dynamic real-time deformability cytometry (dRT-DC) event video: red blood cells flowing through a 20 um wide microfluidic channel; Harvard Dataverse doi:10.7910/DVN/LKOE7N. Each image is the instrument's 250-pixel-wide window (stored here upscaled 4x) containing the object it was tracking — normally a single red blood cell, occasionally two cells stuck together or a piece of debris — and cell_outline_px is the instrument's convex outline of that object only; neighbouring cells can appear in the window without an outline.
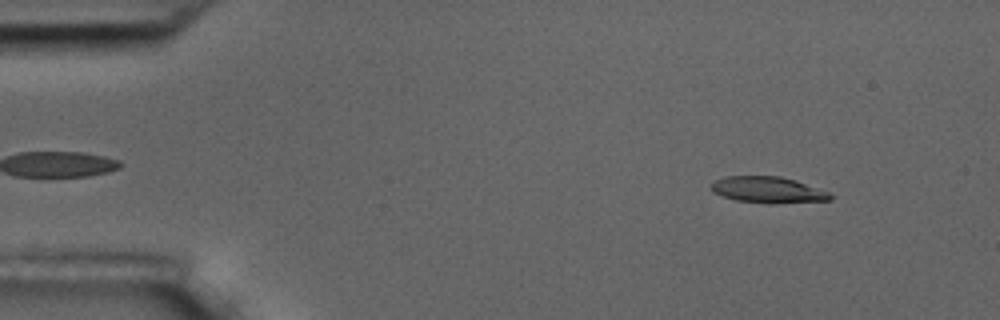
{"species": "common noctule bat (a hibernating species)", "species_latin": "Nyctalus noctula", "temperature_condition": "room temperature", "stored_images_in_passage": 55, "camera_frame_rate_fps": 3000, "um_per_image_px": 0.085, "animal": {"sex": "male", "body_mass_g": 17.5, "forearm_length_mm": 52.3}, "frame": {"image": 1, "passage_image": 6, "time_ms": 1.667, "image_size_px": [1000, 320], "cell_outline_px": [[832, 200], [768, 204], [736, 200], [712, 192], [708, 188], [716, 180], [724, 176], [780, 176], [796, 180], [828, 192], [832, 196]], "centroid_in_image_um": [65.25, 16.14], "position_along_channel_um": 19.8, "area_um2": 18.26}}
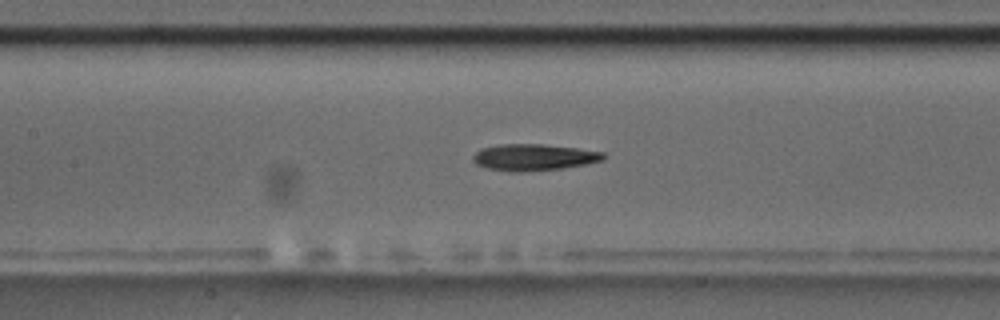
{"frame": {"image": 2, "passage_image": 25, "time_ms": 8.0, "image_size_px": [1000, 320], "cell_outline_px": [[604, 160], [584, 164], [560, 168], [520, 172], [512, 172], [488, 168], [476, 164], [472, 160], [472, 156], [480, 148], [500, 144], [544, 144], [576, 148], [604, 152]], "centroid_in_image_um": [45.33, 13.36], "position_along_channel_um": 162.1, "area_um2": 20.06}}
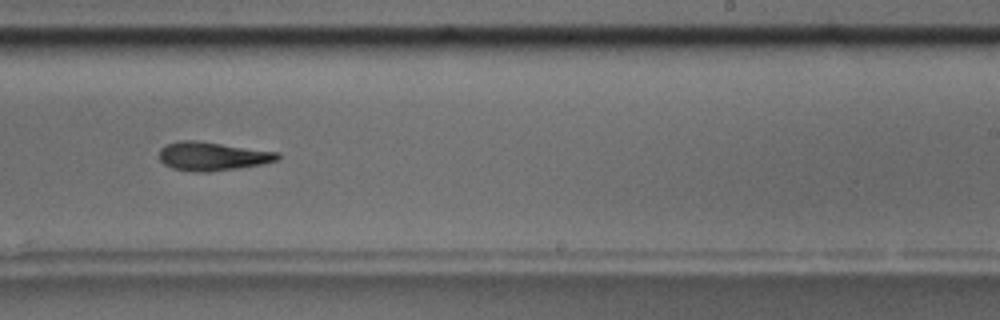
{"frame": {"image": 3, "passage_image": 34, "time_ms": 11.0, "image_size_px": [1000, 320], "cell_outline_px": [[280, 160], [260, 164], [236, 168], [208, 172], [196, 172], [172, 168], [164, 164], [160, 160], [160, 148], [168, 144], [180, 140], [196, 140], [280, 152]], "centroid_in_image_um": [18.07, 13.27], "position_along_channel_um": 270.9, "area_um2": 19.71}, "authors_computed_cell_mechanics": {"area_um2": 19.5942, "velocity_mm_per_s": 3.6505, "shape_relaxation_time_tau1_ms": 8.5085, "shape_relaxation_time_tau2_ms": 10.1996, "deformation_change_tau1": 0.1934, "deformation_change_tau2": 0.2357}}